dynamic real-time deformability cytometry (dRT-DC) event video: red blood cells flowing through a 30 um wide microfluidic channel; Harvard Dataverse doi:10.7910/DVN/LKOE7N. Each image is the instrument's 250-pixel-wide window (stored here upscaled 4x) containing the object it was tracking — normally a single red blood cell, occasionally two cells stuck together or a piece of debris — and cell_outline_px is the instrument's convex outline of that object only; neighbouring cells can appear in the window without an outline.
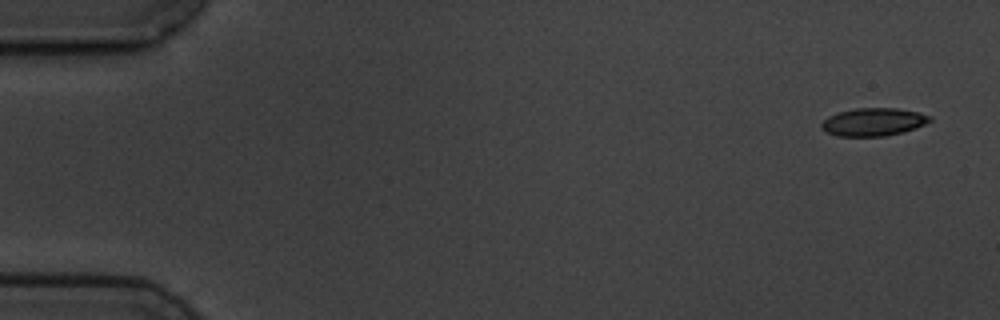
{"species": "common noctule bat (a hibernating species)", "species_latin": "Nyctalus noctula", "temperature_condition": "cold", "stored_images_in_passage": 6, "camera_frame_rate_fps": 3000, "um_per_image_px": 0.085, "animal": {"sex": "male", "body_mass_g": 19.5, "forearm_length_mm": 54.6}, "frame": {"image": 1, "passage_image": 1, "time_ms": 0.0, "image_size_px": [1000, 320], "cell_outline_px": [[932, 120], [916, 128], [904, 132], [884, 136], [836, 136], [820, 128], [820, 124], [828, 116], [840, 112], [856, 108], [896, 108], [916, 112], [932, 116]], "centroid_in_image_um": [74.24, 10.37], "position_along_channel_um": 10.8, "area_um2": 17.57}}
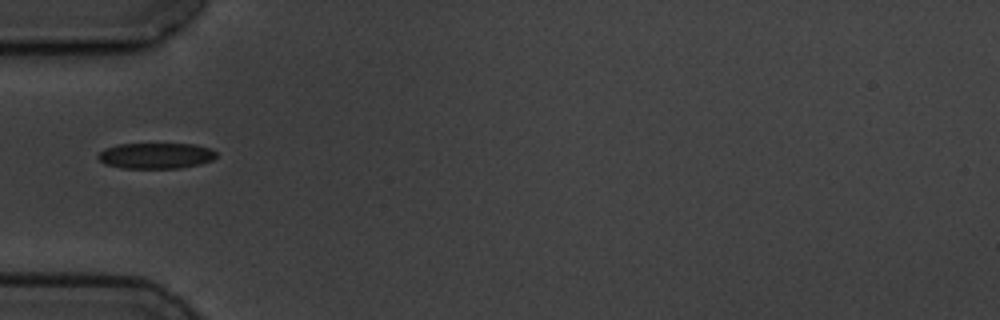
{"frame": {"image": 2, "passage_image": 5, "time_ms": 5.333, "image_size_px": [1000, 320], "cell_outline_px": [[216, 156], [212, 160], [200, 164], [180, 168], [120, 168], [104, 164], [96, 156], [104, 148], [116, 144], [196, 144], [212, 148], [216, 152]], "centroid_in_image_um": [13.24, 13.23], "position_along_channel_um": 71.8, "area_um2": 17.98}}
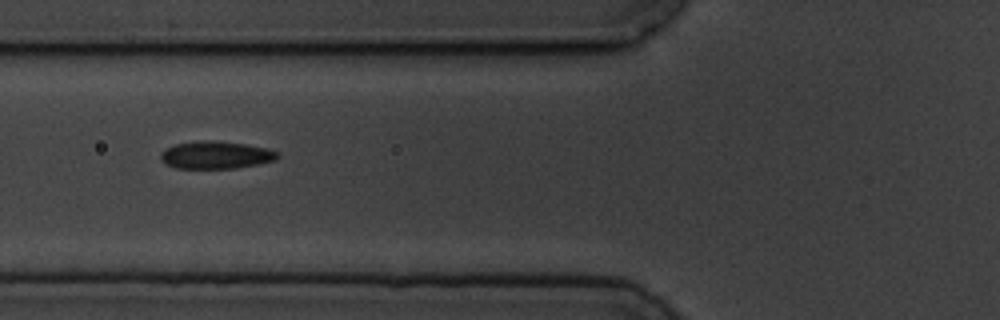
{"frame": {"image": 3, "passage_image": 6, "time_ms": 6.333, "image_size_px": [1000, 320], "cell_outline_px": [[280, 156], [276, 160], [236, 168], [176, 168], [164, 164], [160, 160], [160, 152], [164, 148], [176, 144], [204, 140], [208, 140], [244, 144], [268, 148], [276, 152]], "centroid_in_image_um": [18.3, 13.18], "position_along_channel_um": 107.5, "area_um2": 18.73}}